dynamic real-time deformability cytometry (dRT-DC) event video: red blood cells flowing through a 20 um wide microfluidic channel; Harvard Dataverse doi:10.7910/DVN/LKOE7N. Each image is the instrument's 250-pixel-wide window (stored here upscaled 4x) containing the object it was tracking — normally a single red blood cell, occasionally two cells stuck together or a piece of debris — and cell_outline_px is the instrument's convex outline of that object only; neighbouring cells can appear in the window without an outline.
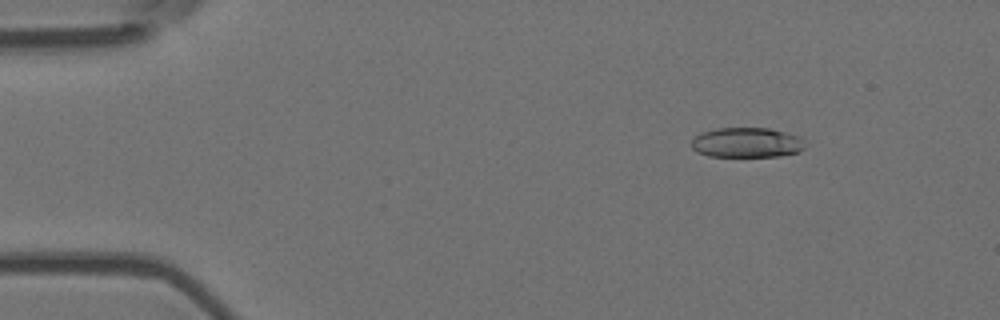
{"species": "Egyptian fruit bat (a non-hibernating species)", "species_latin": "Rousettus aegyptiacus", "temperature_condition": "room temperature", "stored_images_in_passage": 4, "camera_frame_rate_fps": 3000, "um_per_image_px": 0.085, "animal": {"sex": "female"}, "frame": {"image": 1, "passage_image": 2, "time_ms": 0.333, "image_size_px": [1000, 320], "cell_outline_px": [[804, 148], [800, 152], [780, 156], [708, 156], [696, 152], [692, 148], [692, 140], [696, 136], [704, 132], [716, 128], [768, 128], [800, 136], [804, 140]], "centroid_in_image_um": [63.5, 12.12], "position_along_channel_um": 21.5, "area_um2": 19.83}}